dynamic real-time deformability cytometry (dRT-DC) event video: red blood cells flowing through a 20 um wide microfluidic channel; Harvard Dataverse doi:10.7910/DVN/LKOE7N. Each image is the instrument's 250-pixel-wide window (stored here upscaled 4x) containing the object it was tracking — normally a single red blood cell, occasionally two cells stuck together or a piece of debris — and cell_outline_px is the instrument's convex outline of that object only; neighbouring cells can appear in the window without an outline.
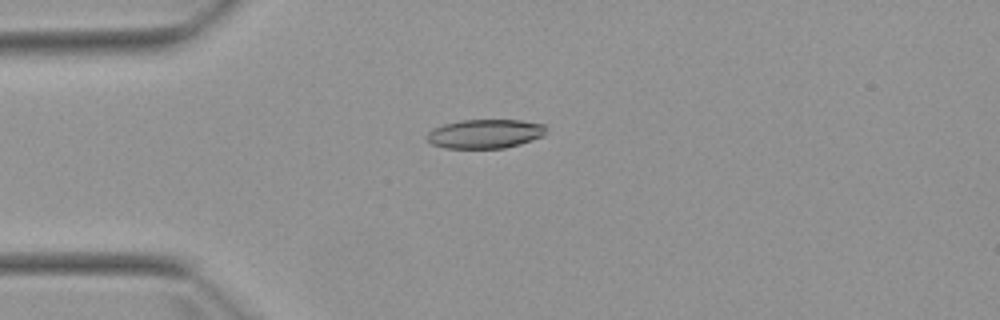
{"species": "Egyptian fruit bat (a non-hibernating species)", "species_latin": "Rousettus aegyptiacus", "temperature_condition": "warm", "stored_images_in_passage": 4, "camera_frame_rate_fps": 3000, "um_per_image_px": 0.085, "animal": {"sex": "female"}, "frame": {"image": 1, "passage_image": 4, "time_ms": 3.667, "image_size_px": [1000, 320], "cell_outline_px": [[544, 136], [520, 144], [504, 148], [444, 148], [432, 144], [424, 136], [432, 128], [444, 124], [460, 120], [520, 120], [544, 124]], "centroid_in_image_um": [41.19, 11.37], "position_along_channel_um": 43.8, "area_um2": 20.23}}